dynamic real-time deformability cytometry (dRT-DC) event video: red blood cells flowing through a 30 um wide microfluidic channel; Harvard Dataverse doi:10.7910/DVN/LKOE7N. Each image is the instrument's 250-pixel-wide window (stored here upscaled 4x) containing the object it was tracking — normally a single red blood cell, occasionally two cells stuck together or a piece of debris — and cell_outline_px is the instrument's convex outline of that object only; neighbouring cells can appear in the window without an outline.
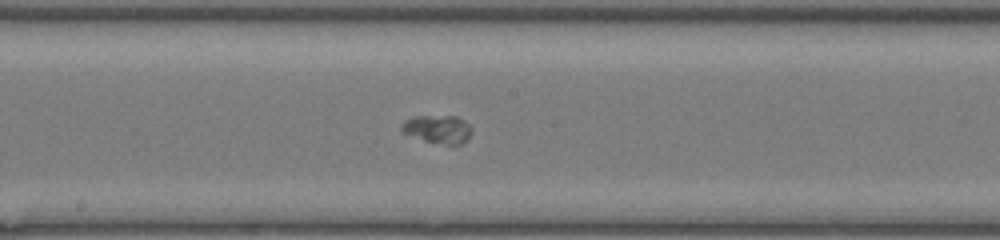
{"species": "common noctule bat (a hibernating species)", "species_latin": "Nyctalus noctula", "temperature_condition": "room temperature", "stored_images_in_passage": 42, "camera_frame_rate_fps": 3000, "um_per_image_px": 0.085, "animal": {"sex": "female", "body_mass_g": 17.0, "forearm_length_mm": 48.0}, "frame": {"image": 1, "passage_image": 19, "time_ms": 6.0, "image_size_px": [1000, 240], "cell_outline_px": [[472, 132], [460, 144], [452, 148], [424, 140], [404, 132], [400, 128], [400, 124], [404, 120], [412, 116], [456, 116], [464, 120], [472, 128]], "centroid_in_image_um": [37.22, 11.0], "position_along_channel_um": 211.0, "area_um2": 11.73}}
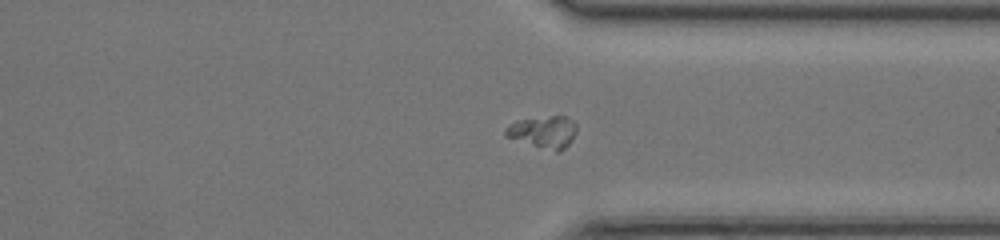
{"frame": {"image": 2, "passage_image": 30, "time_ms": 9.667, "image_size_px": [1000, 240], "cell_outline_px": [[576, 132], [572, 140], [560, 152], [556, 152], [504, 136], [504, 128], [508, 124], [516, 120], [552, 116], [564, 116], [572, 120], [576, 124]], "centroid_in_image_um": [46.17, 11.21], "position_along_channel_um": 365.2, "area_um2": 13.29}}
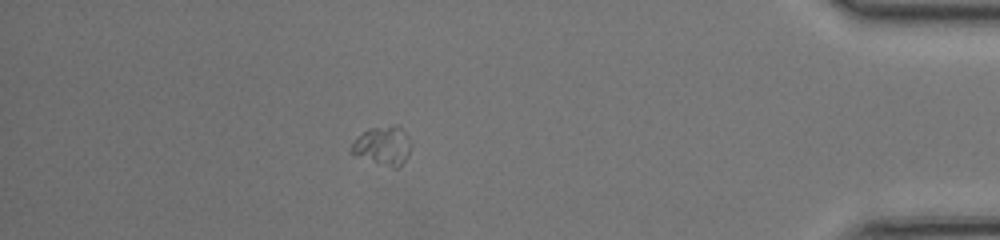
{"frame": {"image": 3, "passage_image": 36, "time_ms": 11.667, "image_size_px": [1000, 240], "cell_outline_px": [[408, 156], [396, 168], [392, 168], [356, 156], [352, 152], [352, 144], [368, 128], [400, 128], [408, 136]], "centroid_in_image_um": [32.52, 12.44], "position_along_channel_um": 402.7, "area_um2": 12.54}}